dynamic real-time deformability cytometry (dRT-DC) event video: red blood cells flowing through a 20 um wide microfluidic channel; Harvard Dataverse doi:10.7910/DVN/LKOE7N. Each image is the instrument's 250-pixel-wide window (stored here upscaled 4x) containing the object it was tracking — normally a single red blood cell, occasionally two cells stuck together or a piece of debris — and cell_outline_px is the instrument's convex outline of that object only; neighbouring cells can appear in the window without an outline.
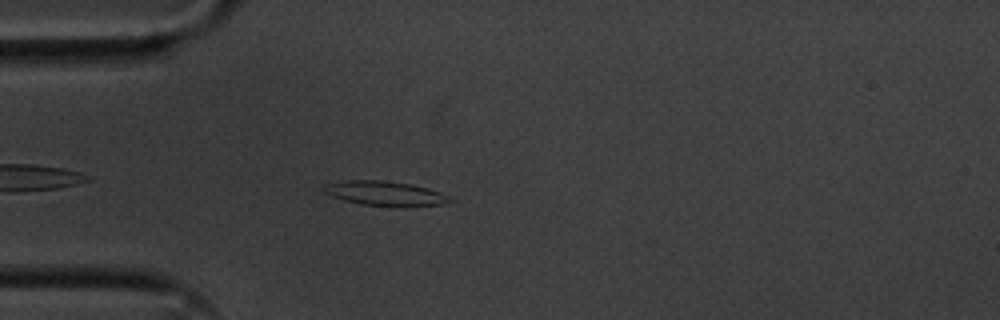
{"species": "common noctule bat (a hibernating species)", "species_latin": "Nyctalus noctula", "temperature_condition": "cold", "stored_images_in_passage": 45, "camera_frame_rate_fps": 3000, "um_per_image_px": 0.085, "animal": {"sex": "male", "body_mass_g": 20.1, "forearm_length_mm": 53.5}, "frame": {"image": 1, "passage_image": 5, "time_ms": 1.333, "image_size_px": [1000, 320], "cell_outline_px": [[456, 200], [444, 204], [360, 204], [344, 200], [332, 196], [324, 192], [324, 184], [344, 180], [380, 180], [408, 184], [428, 188], [440, 192]], "centroid_in_image_um": [32.67, 16.4], "position_along_channel_um": 52.3, "area_um2": 17.11}}
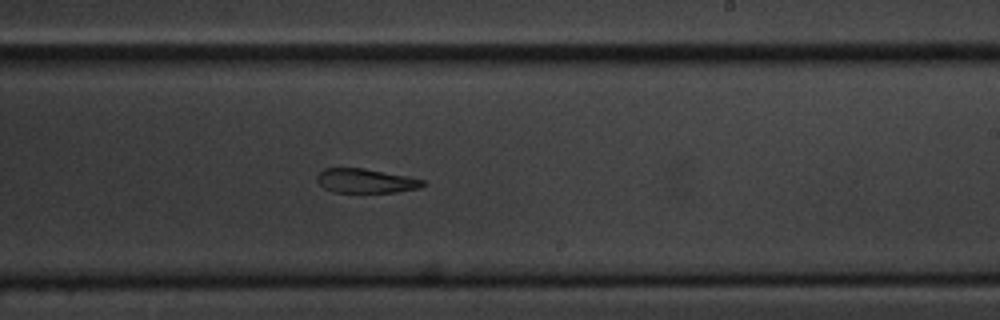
{"frame": {"image": 2, "passage_image": 23, "time_ms": 7.333, "image_size_px": [1000, 320], "cell_outline_px": [[428, 184], [420, 188], [396, 192], [332, 192], [324, 188], [316, 180], [316, 176], [324, 168], [364, 168], [408, 176], [424, 180]], "centroid_in_image_um": [31.11, 15.37], "position_along_channel_um": 257.9, "area_um2": 15.09}}
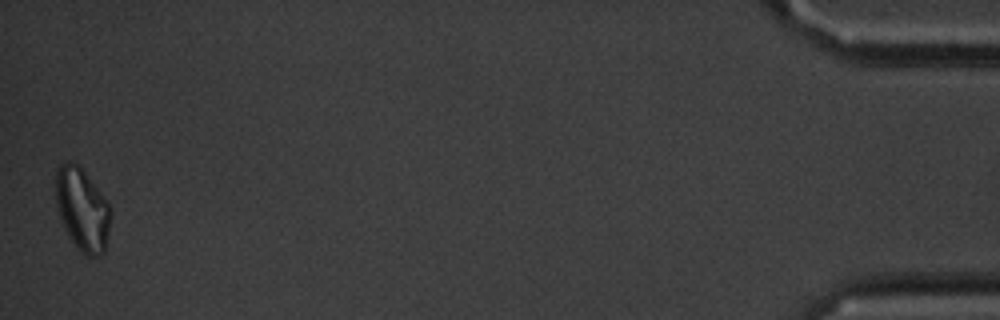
{"frame": {"image": 3, "passage_image": 45, "time_ms": 14.667, "image_size_px": [1000, 320], "cell_outline_px": [[112, 212], [104, 252], [100, 256], [88, 256], [80, 252], [68, 236], [60, 220], [56, 204], [56, 168], [60, 164], [68, 160], [80, 164], [108, 200]], "centroid_in_image_um": [7.0, 17.76], "position_along_channel_um": 428.2, "area_um2": 27.11}, "authors_computed_cell_mechanics": {"area_um2": 16.8776, "velocity_mm_per_s": 3.5621, "shape_relaxation_time_tau1_ms": 5.3062, "shape_relaxation_time_tau2_ms": null, "deformation_change_tau1": 0.1561, "deformation_change_tau2": null}}